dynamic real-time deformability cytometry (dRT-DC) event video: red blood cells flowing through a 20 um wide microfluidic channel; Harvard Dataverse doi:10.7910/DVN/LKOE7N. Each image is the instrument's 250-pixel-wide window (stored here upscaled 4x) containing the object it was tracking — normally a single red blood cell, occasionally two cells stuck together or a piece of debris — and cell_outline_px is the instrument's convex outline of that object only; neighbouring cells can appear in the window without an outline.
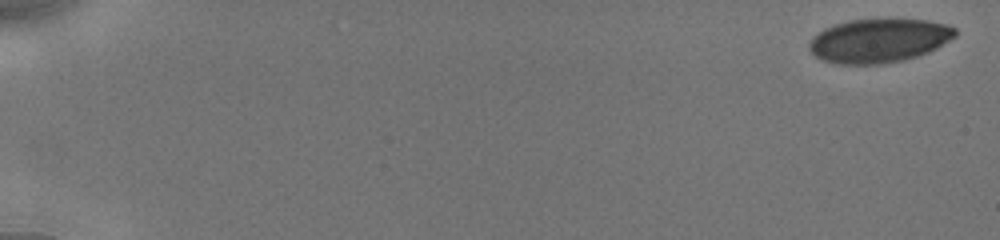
{"species": "human", "species_latin": "Homo sapiens", "temperature_condition": "cold", "stored_images_in_passage": 20, "camera_frame_rate_fps": 3000, "um_per_image_px": 0.085, "donor": {"sex": "male"}, "frame": {"image": 1, "passage_image": 1, "time_ms": 0.0, "image_size_px": [1000, 240], "cell_outline_px": [[956, 36], [936, 48], [928, 52], [916, 56], [884, 64], [836, 64], [820, 60], [808, 48], [808, 44], [812, 36], [824, 28], [832, 24], [848, 20], [888, 16], [928, 20], [948, 24], [956, 28]], "centroid_in_image_um": [74.69, 3.4], "position_along_channel_um": 10.3, "area_um2": 38.49}}
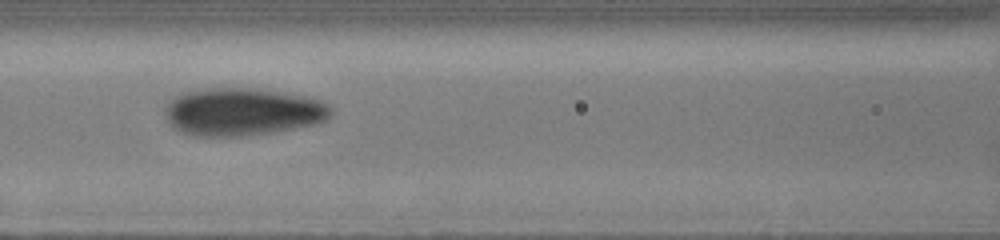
{"frame": {"image": 2, "passage_image": 12, "time_ms": 8.333, "image_size_px": [1000, 240], "cell_outline_px": [[332, 116], [328, 120], [316, 124], [268, 132], [240, 136], [196, 136], [184, 132], [176, 128], [168, 120], [164, 108], [176, 96], [184, 92], [208, 88], [252, 88], [304, 96], [320, 100], [328, 104], [332, 108]], "centroid_in_image_um": [20.65, 9.5], "position_along_channel_um": 145.9, "area_um2": 45.6}}
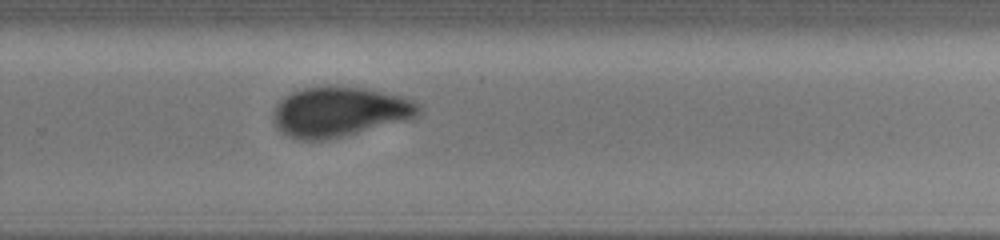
{"frame": {"image": 3, "passage_image": 20, "time_ms": 12.333, "image_size_px": [1000, 240], "cell_outline_px": [[420, 116], [412, 120], [328, 140], [296, 140], [280, 132], [276, 128], [272, 120], [272, 116], [276, 104], [284, 96], [292, 92], [304, 88], [328, 84], [336, 84], [364, 88], [404, 96], [420, 104]], "centroid_in_image_um": [28.87, 9.5], "position_along_channel_um": 300.9, "area_um2": 43.64}}